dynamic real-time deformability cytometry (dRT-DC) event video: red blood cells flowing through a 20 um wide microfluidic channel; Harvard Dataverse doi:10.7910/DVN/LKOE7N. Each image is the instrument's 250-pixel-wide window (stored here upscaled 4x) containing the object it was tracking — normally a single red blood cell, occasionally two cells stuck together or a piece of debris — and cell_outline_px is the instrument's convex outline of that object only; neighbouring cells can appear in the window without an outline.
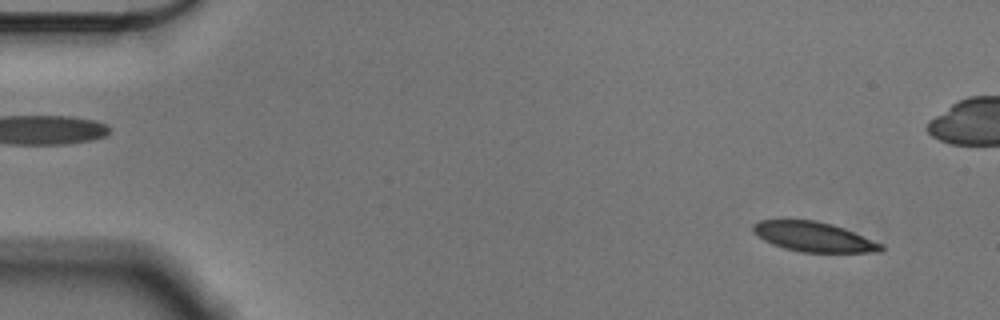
{"species": "Egyptian fruit bat (a non-hibernating species)", "species_latin": "Rousettus aegyptiacus", "temperature_condition": "cold", "stored_images_in_passage": 5, "camera_frame_rate_fps": 3000, "um_per_image_px": 0.085, "animal": {"sex": "male"}, "frame": {"image": 1, "passage_image": 4, "time_ms": 1.0, "image_size_px": [1000, 320], "cell_outline_px": [[884, 248], [880, 252], [800, 252], [784, 248], [772, 244], [764, 240], [752, 232], [752, 224], [760, 220], [816, 220], [832, 224], [844, 228], [884, 244]], "centroid_in_image_um": [69.16, 20.13], "position_along_channel_um": 15.8, "area_um2": 22.25}}